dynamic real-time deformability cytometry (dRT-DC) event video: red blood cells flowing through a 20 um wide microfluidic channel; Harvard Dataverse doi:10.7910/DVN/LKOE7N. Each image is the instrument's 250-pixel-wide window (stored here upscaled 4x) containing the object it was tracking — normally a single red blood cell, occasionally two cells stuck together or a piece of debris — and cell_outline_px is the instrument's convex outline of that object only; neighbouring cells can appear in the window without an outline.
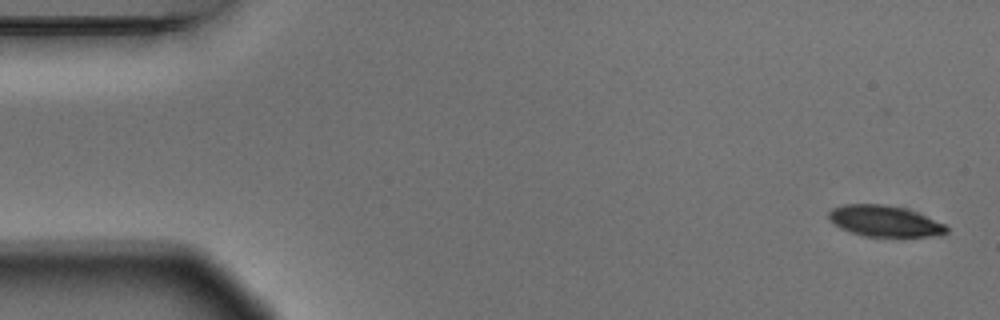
{"species": "Egyptian fruit bat (a non-hibernating species)", "species_latin": "Rousettus aegyptiacus", "temperature_condition": "warm", "stored_images_in_passage": 5, "camera_frame_rate_fps": 3000, "um_per_image_px": 0.085, "animal": {"sex": "male"}, "frame": {"image": 1, "passage_image": 1, "time_ms": 0.0, "image_size_px": [1000, 320], "cell_outline_px": [[948, 232], [940, 236], [900, 240], [864, 236], [840, 228], [828, 216], [828, 212], [832, 208], [844, 204], [884, 204], [904, 208], [916, 212], [944, 224], [948, 228]], "centroid_in_image_um": [75.27, 18.86], "position_along_channel_um": 9.7, "area_um2": 22.2}}
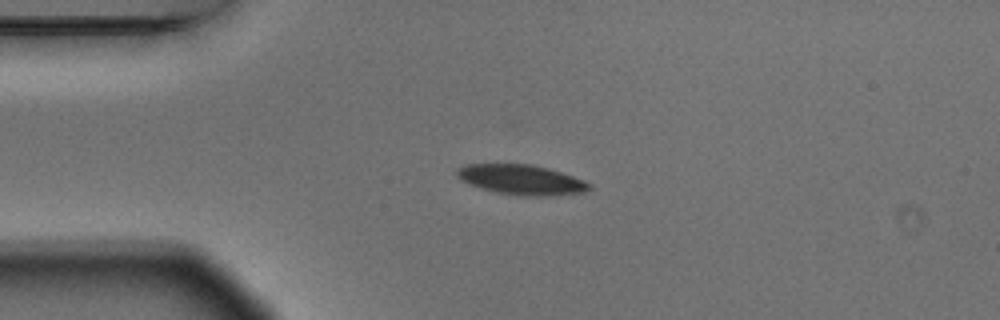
{"frame": {"image": 2, "passage_image": 4, "time_ms": 1.0, "image_size_px": [1000, 320], "cell_outline_px": [[592, 188], [584, 192], [548, 196], [524, 196], [496, 192], [480, 188], [468, 184], [460, 180], [456, 176], [456, 172], [464, 164], [528, 164], [548, 168], [584, 180], [592, 184]], "centroid_in_image_um": [44.31, 15.28], "position_along_channel_um": 40.7, "area_um2": 23.12}}